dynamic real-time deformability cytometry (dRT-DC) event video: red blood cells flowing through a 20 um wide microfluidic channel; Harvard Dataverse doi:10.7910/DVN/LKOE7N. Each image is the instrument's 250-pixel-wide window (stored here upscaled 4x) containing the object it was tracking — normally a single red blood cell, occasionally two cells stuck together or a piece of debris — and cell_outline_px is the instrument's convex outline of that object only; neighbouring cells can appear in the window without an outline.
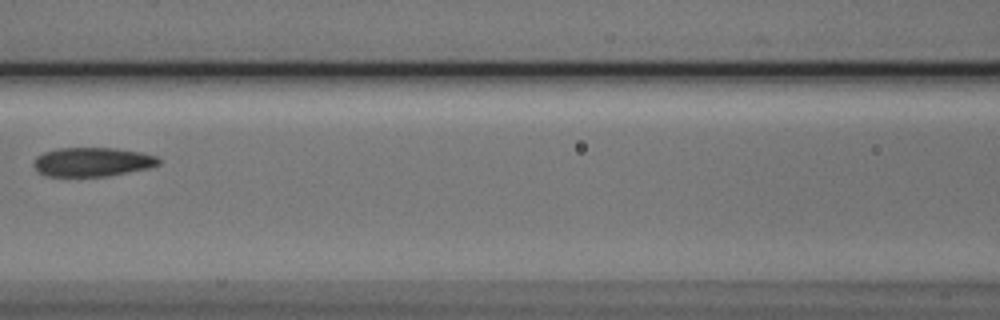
{"species": "Egyptian fruit bat (a non-hibernating species)", "species_latin": "Rousettus aegyptiacus", "temperature_condition": "cold", "stored_images_in_passage": 4, "camera_frame_rate_fps": 3000, "um_per_image_px": 0.085, "animal": {"sex": "male"}, "frame": {"image": 1, "passage_image": 4, "time_ms": 3.667, "image_size_px": [1000, 320], "cell_outline_px": [[160, 164], [148, 168], [104, 176], [48, 176], [36, 172], [32, 164], [36, 156], [44, 152], [56, 148], [116, 148], [140, 152], [156, 156], [160, 160]], "centroid_in_image_um": [7.79, 13.76], "position_along_channel_um": 158.8, "area_um2": 21.15}}